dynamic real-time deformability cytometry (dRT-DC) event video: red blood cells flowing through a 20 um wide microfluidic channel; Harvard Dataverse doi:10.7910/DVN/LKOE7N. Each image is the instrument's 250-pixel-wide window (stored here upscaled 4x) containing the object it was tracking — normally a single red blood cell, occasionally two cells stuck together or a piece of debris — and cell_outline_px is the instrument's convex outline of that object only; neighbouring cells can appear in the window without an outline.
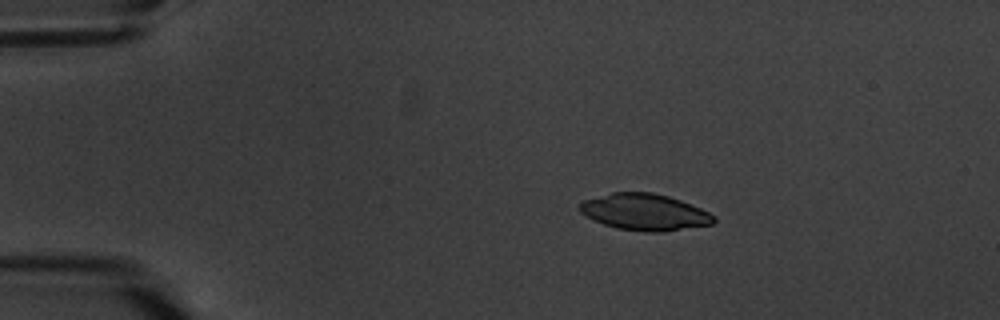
{"species": "common noctule bat (a hibernating species)", "species_latin": "Nyctalus noctula", "temperature_condition": "warm", "stored_images_in_passage": 5, "camera_frame_rate_fps": 3000, "um_per_image_px": 0.085, "animal": {"sex": "male", "body_mass_g": 20.1, "forearm_length_mm": 53.5}, "frame": {"image": 1, "passage_image": 2, "time_ms": 1.0, "image_size_px": [1000, 320], "cell_outline_px": [[716, 220], [712, 224], [664, 232], [648, 232], [616, 228], [604, 224], [580, 212], [580, 204], [584, 200], [612, 192], [652, 192], [668, 196], [680, 200], [700, 208], [716, 216]], "centroid_in_image_um": [54.83, 18.03], "position_along_channel_um": 30.2, "area_um2": 28.32}}
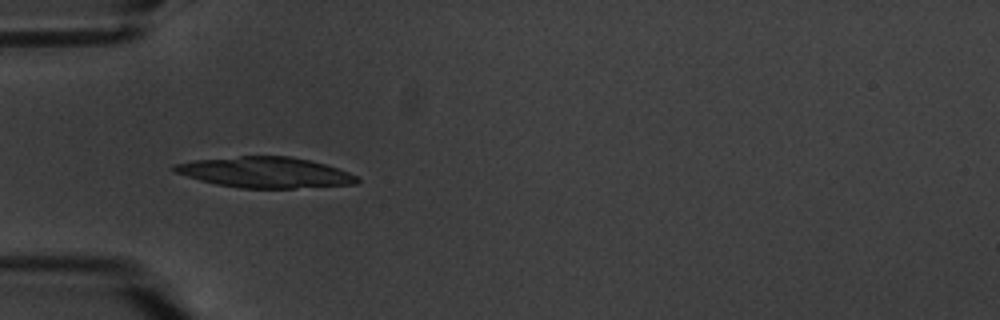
{"frame": {"image": 2, "passage_image": 4, "time_ms": 3.667, "image_size_px": [1000, 320], "cell_outline_px": [[360, 180], [356, 184], [292, 188], [240, 188], [216, 184], [200, 180], [176, 172], [172, 168], [176, 164], [196, 160], [240, 156], [288, 156], [308, 160], [324, 164], [348, 172], [356, 176]], "centroid_in_image_um": [22.55, 14.66], "position_along_channel_um": 62.4, "area_um2": 32.19}}